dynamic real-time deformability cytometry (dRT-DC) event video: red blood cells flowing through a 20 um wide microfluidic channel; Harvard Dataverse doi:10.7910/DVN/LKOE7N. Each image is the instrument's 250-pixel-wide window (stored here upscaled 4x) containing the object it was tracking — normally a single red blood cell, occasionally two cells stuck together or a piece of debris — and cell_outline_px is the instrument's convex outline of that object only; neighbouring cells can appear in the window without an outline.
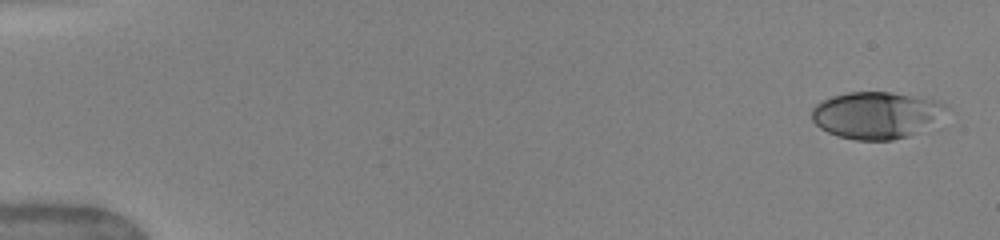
{"species": "human", "species_latin": "Homo sapiens", "temperature_condition": "warm", "stored_images_in_passage": 20, "camera_frame_rate_fps": 3000, "um_per_image_px": 0.085, "donor": {"sex": "female"}, "frame": {"image": 1, "passage_image": 1, "time_ms": 0.0, "image_size_px": [1000, 240], "cell_outline_px": [[948, 108], [932, 124], [908, 136], [892, 140], [856, 140], [836, 136], [820, 128], [812, 120], [812, 108], [816, 104], [832, 96], [848, 92], [892, 92], [940, 100], [948, 104]], "centroid_in_image_um": [74.48, 9.77], "position_along_channel_um": 10.5, "area_um2": 36.76}}
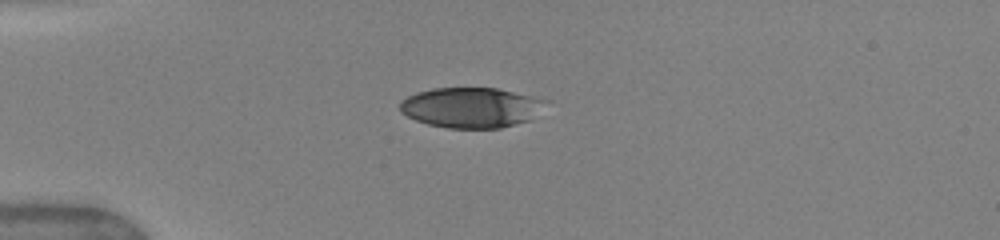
{"frame": {"image": 2, "passage_image": 9, "time_ms": 4.0, "image_size_px": [1000, 240], "cell_outline_px": [[552, 100], [528, 120], [500, 128], [448, 128], [428, 124], [416, 120], [400, 112], [400, 100], [416, 92], [432, 88], [496, 88]], "centroid_in_image_um": [40.04, 9.13], "position_along_channel_um": 45.0, "area_um2": 34.22}}